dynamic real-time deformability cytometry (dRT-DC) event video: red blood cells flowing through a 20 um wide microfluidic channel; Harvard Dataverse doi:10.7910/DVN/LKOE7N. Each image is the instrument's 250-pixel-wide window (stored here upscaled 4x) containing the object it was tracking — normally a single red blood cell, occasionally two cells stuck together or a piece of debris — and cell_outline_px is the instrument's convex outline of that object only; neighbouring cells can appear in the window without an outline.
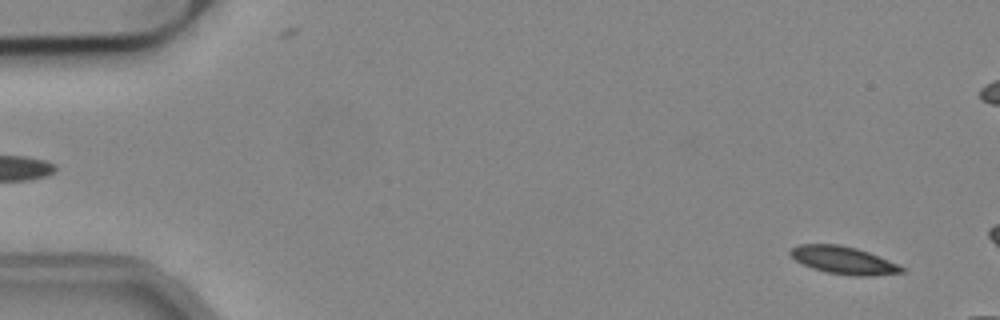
{"species": "common noctule bat (a hibernating species)", "species_latin": "Nyctalus noctula", "temperature_condition": "cold", "stored_images_in_passage": 12, "camera_frame_rate_fps": 3000, "um_per_image_px": 0.085, "animal": {"sex": "male", "body_mass_g": 19.2, "forearm_length_mm": 51.8}, "frame": {"image": 1, "passage_image": 3, "time_ms": 0.667, "image_size_px": [1000, 320], "cell_outline_px": [[908, 268], [904, 272], [872, 276], [852, 276], [828, 272], [812, 268], [796, 260], [788, 252], [792, 248], [800, 244], [840, 244], [856, 248], [868, 252]], "centroid_in_image_um": [71.74, 22.12], "position_along_channel_um": 13.3, "area_um2": 17.86}}